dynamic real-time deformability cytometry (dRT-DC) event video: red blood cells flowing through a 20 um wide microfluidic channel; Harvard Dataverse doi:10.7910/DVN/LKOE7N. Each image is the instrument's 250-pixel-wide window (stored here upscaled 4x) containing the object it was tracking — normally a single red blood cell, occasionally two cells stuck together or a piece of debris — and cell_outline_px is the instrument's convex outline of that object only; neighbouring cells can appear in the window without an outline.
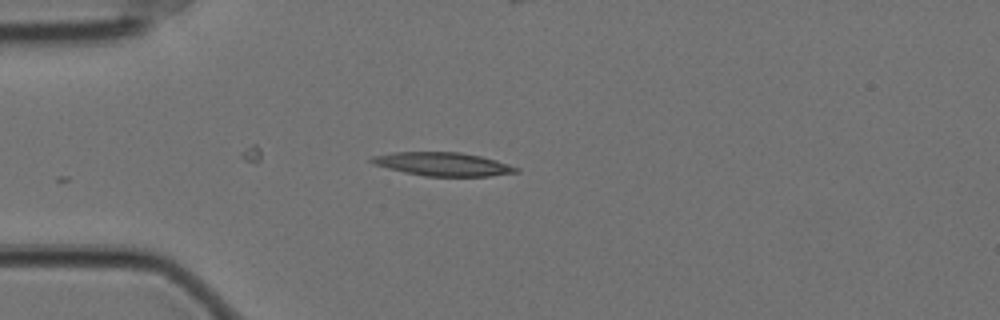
{"species": "Egyptian fruit bat (a non-hibernating species)", "species_latin": "Rousettus aegyptiacus", "temperature_condition": "cold", "stored_images_in_passage": 21, "camera_frame_rate_fps": 3000, "um_per_image_px": 0.085, "animal": {"sex": "female"}, "frame": {"image": 1, "passage_image": 14, "time_ms": 4.333, "image_size_px": [1000, 320], "cell_outline_px": [[520, 172], [488, 176], [424, 176], [404, 172], [372, 164], [368, 160], [372, 156], [392, 152], [460, 152], [480, 156], [496, 160], [520, 168]], "centroid_in_image_um": [37.63, 13.95], "position_along_channel_um": 47.4, "area_um2": 19.83}}